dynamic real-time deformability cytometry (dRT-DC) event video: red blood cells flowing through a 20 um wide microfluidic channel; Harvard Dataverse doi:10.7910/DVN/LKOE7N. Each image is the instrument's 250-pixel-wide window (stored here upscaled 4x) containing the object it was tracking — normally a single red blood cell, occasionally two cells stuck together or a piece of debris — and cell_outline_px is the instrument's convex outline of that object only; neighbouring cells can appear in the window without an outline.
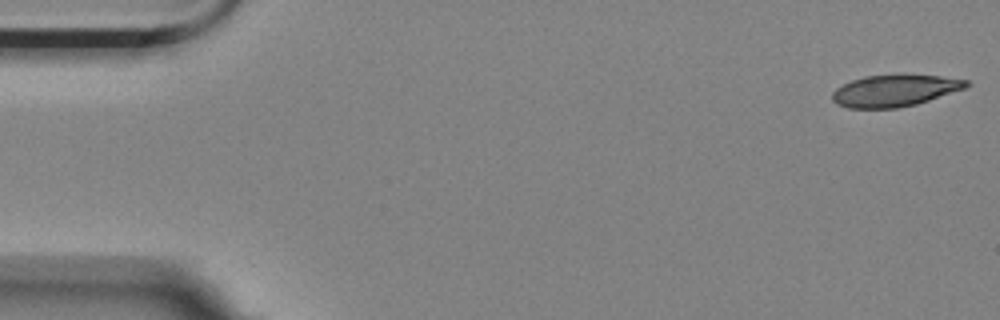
{"species": "Egyptian fruit bat (a non-hibernating species)", "species_latin": "Rousettus aegyptiacus", "temperature_condition": "room temperature", "stored_images_in_passage": 4, "segment_of_instrument_passage": [2, 2], "camera_frame_rate_fps": 3000, "um_per_image_px": 0.085, "animal": {"sex": "female"}, "frame": {"image": 1, "passage_image": 4, "time_ms": 1.0, "image_size_px": [1000, 320], "cell_outline_px": [[972, 84], [964, 88], [916, 104], [896, 108], [848, 108], [836, 104], [832, 100], [832, 92], [836, 88], [852, 80], [864, 76], [900, 72], [904, 72], [940, 76], [968, 80]], "centroid_in_image_um": [76.04, 7.66], "position_along_channel_um": 9.0, "area_um2": 25.37}}